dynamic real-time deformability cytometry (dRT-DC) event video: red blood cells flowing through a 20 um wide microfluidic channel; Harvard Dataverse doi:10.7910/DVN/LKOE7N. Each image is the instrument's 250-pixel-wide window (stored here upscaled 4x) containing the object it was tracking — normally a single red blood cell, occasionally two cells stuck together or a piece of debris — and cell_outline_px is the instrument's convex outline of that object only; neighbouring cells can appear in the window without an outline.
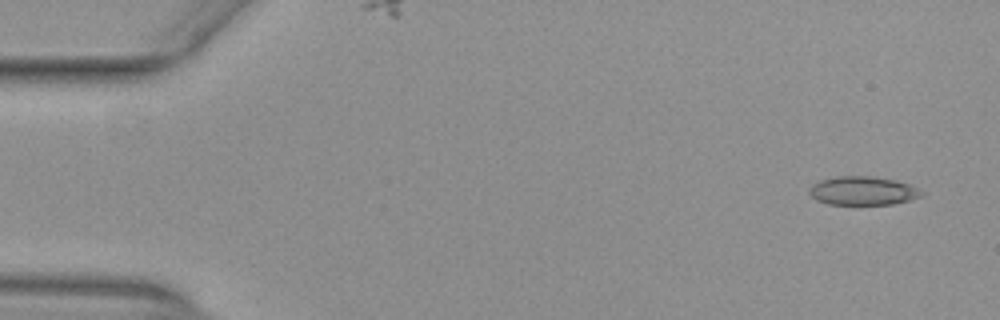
{"species": "common noctule bat (a hibernating species)", "species_latin": "Nyctalus noctula", "temperature_condition": "warm", "stored_images_in_passage": 7, "camera_frame_rate_fps": 3000, "um_per_image_px": 0.085, "animal": {"sex": "female", "body_mass_g": 29.2, "forearm_length_mm": 56.3}, "frame": {"image": 1, "passage_image": 1, "time_ms": 0.0, "image_size_px": [1000, 320], "cell_outline_px": [[924, 196], [892, 204], [828, 204], [816, 200], [808, 192], [808, 188], [812, 184], [820, 180], [836, 176], [872, 176], [896, 180], [908, 184], [924, 192]], "centroid_in_image_um": [73.32, 16.21], "position_along_channel_um": 11.7, "area_um2": 18.79}}